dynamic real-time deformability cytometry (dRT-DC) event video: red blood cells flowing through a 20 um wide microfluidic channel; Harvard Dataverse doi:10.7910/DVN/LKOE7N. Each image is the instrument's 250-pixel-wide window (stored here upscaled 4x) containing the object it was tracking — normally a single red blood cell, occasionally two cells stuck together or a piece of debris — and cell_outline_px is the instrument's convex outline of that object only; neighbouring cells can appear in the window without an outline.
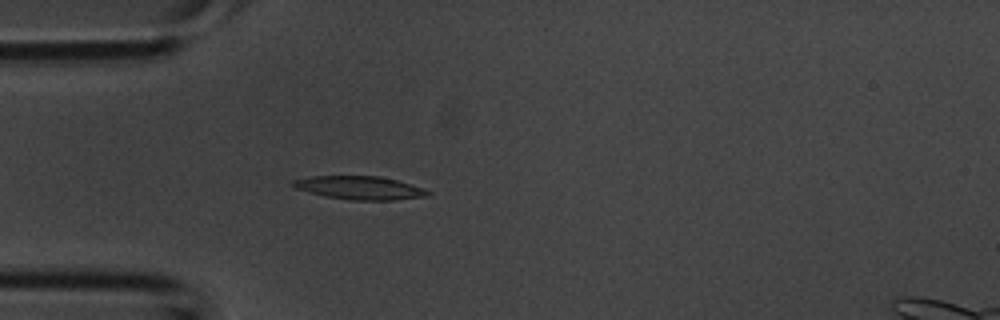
{"species": "common noctule bat (a hibernating species)", "species_latin": "Nyctalus noctula", "temperature_condition": "room temperature", "stored_images_in_passage": 4, "camera_frame_rate_fps": 3000, "um_per_image_px": 0.085, "animal": {"sex": "male", "body_mass_g": 20.1, "forearm_length_mm": 53.5}, "frame": {"image": 1, "passage_image": 4, "time_ms": 1.0, "image_size_px": [1000, 320], "cell_outline_px": [[432, 192], [428, 196], [392, 200], [348, 200], [324, 196], [308, 192], [296, 188], [292, 184], [292, 180], [312, 176], [380, 176], [396, 180], [424, 188]], "centroid_in_image_um": [30.58, 15.97], "position_along_channel_um": 54.4, "area_um2": 18.32}}